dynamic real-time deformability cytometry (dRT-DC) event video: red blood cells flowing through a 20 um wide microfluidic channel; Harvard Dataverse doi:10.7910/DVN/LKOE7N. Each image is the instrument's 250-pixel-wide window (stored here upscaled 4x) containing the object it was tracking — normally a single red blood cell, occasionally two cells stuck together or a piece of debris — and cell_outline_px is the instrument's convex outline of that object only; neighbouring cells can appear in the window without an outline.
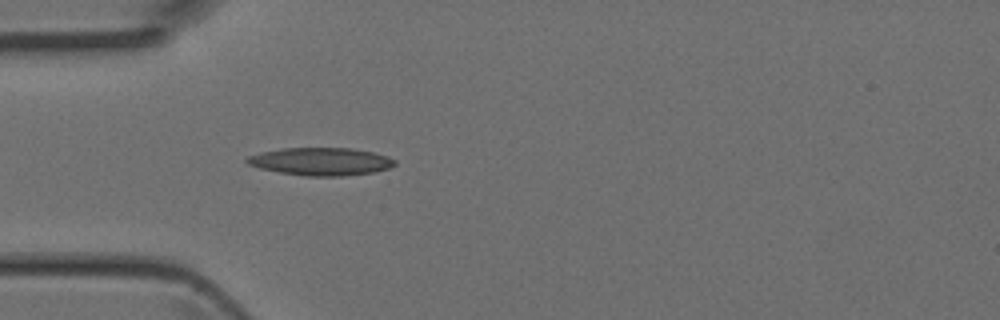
{"species": "Egyptian fruit bat (a non-hibernating species)", "species_latin": "Rousettus aegyptiacus", "temperature_condition": "room temperature", "stored_images_in_passage": 3, "camera_frame_rate_fps": 3000, "um_per_image_px": 0.085, "animal": {"sex": "female"}, "frame": {"image": 1, "passage_image": 3, "time_ms": 0.667, "image_size_px": [1000, 320], "cell_outline_px": [[396, 164], [388, 168], [372, 172], [344, 176], [304, 176], [280, 172], [260, 168], [248, 164], [244, 160], [248, 156], [260, 152], [284, 148], [352, 148], [372, 152], [388, 156], [396, 160]], "centroid_in_image_um": [27.27, 13.72], "position_along_channel_um": 57.7, "area_um2": 23.87}}